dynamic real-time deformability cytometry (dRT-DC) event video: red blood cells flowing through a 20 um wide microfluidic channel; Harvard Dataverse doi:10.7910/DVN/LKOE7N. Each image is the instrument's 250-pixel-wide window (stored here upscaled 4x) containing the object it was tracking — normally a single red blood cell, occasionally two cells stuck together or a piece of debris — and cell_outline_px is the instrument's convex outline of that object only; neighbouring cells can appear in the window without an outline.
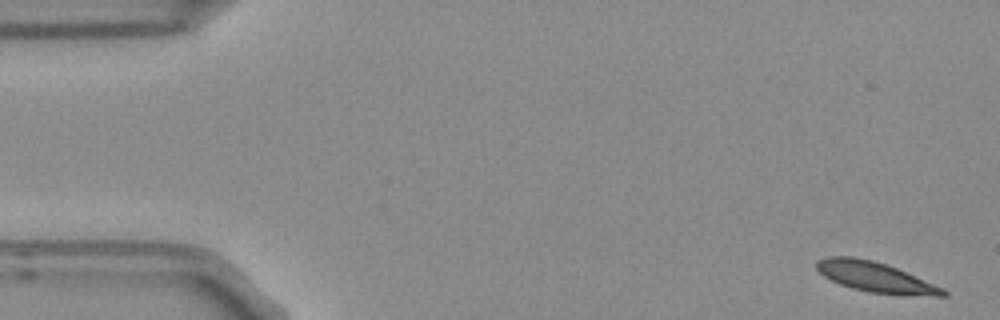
{"species": "Egyptian fruit bat (a non-hibernating species)", "species_latin": "Rousettus aegyptiacus", "temperature_condition": "room temperature", "stored_images_in_passage": 6, "camera_frame_rate_fps": 3000, "um_per_image_px": 0.085, "frame": {"image": 1, "passage_image": 1, "time_ms": 0.0, "image_size_px": [1000, 320], "cell_outline_px": [[948, 296], [904, 296], [868, 292], [852, 288], [840, 284], [824, 276], [816, 268], [816, 260], [824, 256], [852, 256], [872, 260], [896, 268], [944, 288], [948, 292]], "centroid_in_image_um": [74.42, 23.57], "position_along_channel_um": 10.6, "area_um2": 22.43}}
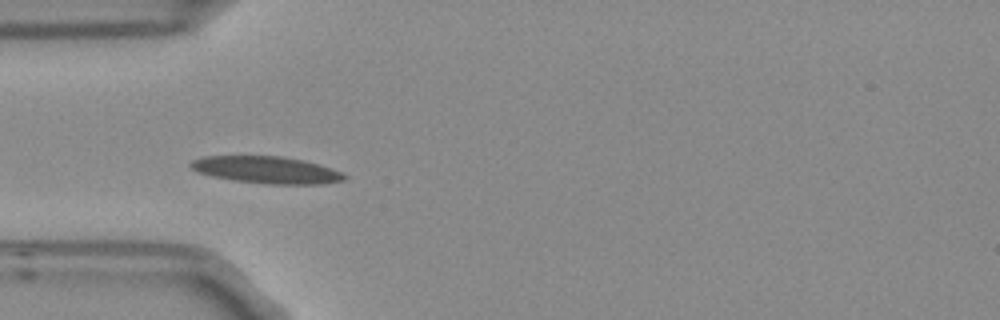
{"frame": {"image": 2, "passage_image": 5, "time_ms": 1.333, "image_size_px": [1000, 320], "cell_outline_px": [[348, 176], [344, 180], [324, 184], [264, 184], [232, 180], [212, 176], [196, 172], [188, 164], [192, 160], [204, 156], [280, 156], [304, 160], [332, 168]], "centroid_in_image_um": [22.65, 14.44], "position_along_channel_um": 62.4, "area_um2": 24.33}}
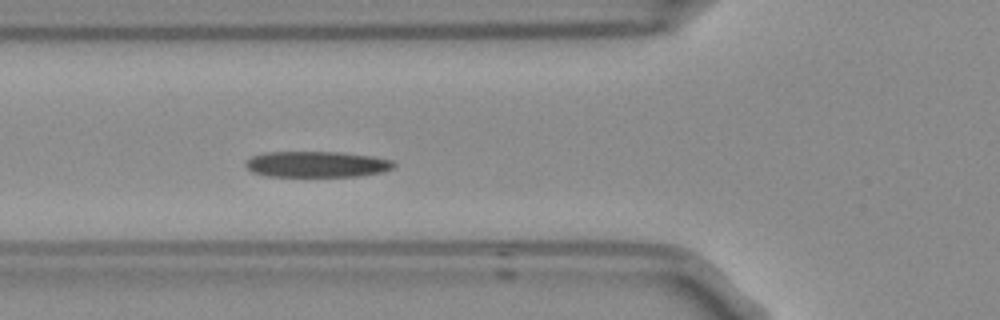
{"frame": {"image": 3, "passage_image": 6, "time_ms": 1.667, "image_size_px": [1000, 320], "cell_outline_px": [[396, 164], [392, 168], [384, 172], [360, 176], [264, 176], [252, 172], [244, 164], [244, 160], [252, 156], [264, 152], [340, 152], [372, 156], [392, 160]], "centroid_in_image_um": [26.9, 13.96], "position_along_channel_um": 98.9, "area_um2": 22.6}}